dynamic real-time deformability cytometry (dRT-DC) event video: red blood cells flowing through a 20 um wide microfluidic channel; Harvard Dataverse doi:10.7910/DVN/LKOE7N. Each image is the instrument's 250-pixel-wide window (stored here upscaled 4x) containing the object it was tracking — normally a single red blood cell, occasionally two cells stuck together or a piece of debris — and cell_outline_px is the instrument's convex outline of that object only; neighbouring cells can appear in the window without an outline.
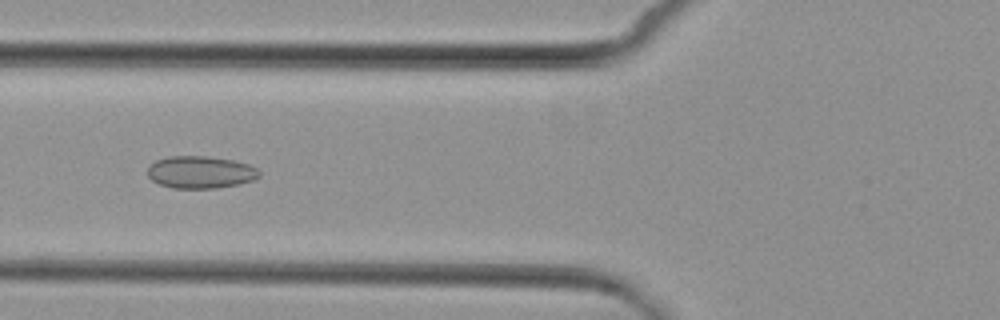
{"species": "common noctule bat (a hibernating species)", "species_latin": "Nyctalus noctula", "temperature_condition": "cold", "stored_images_in_passage": 5, "camera_frame_rate_fps": 3000, "um_per_image_px": 0.085, "animal": {"sex": "female", "body_mass_g": 29.2, "forearm_length_mm": 56.3}, "frame": {"image": 1, "passage_image": 5, "time_ms": 4.667, "image_size_px": [1000, 320], "cell_outline_px": [[260, 176], [252, 180], [240, 184], [216, 188], [172, 188], [160, 184], [152, 180], [148, 176], [148, 168], [156, 160], [168, 156], [208, 156], [232, 160], [248, 164], [256, 168], [260, 172]], "centroid_in_image_um": [17.04, 14.63], "position_along_channel_um": 108.8, "area_um2": 20.98}}